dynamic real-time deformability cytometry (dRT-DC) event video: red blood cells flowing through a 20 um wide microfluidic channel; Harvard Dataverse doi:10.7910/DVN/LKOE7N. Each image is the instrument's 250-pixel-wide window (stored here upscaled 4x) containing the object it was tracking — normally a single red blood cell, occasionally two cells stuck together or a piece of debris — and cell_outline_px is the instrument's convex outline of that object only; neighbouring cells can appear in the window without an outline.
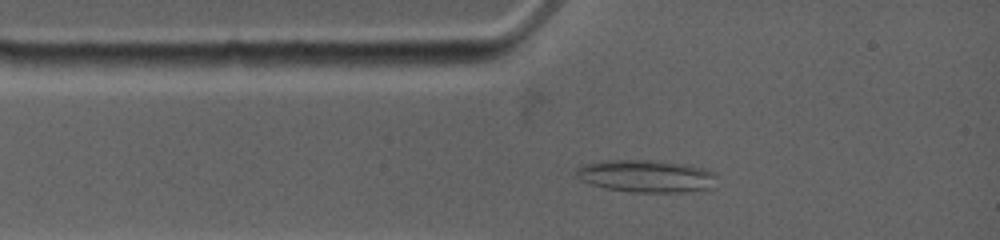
{"species": "common noctule bat (a hibernating species)", "species_latin": "Nyctalus noctula", "temperature_condition": "warm", "stored_images_in_passage": 26, "camera_frame_rate_fps": 4500, "um_per_image_px": 0.085, "animal": {"sex": "female", "body_mass_g": 19.0, "forearm_length_mm": 53.3}, "frame": {"image": 1, "passage_image": 4, "time_ms": 1.333, "image_size_px": [1000, 240], "cell_outline_px": [[716, 188], [684, 192], [628, 192], [608, 188], [592, 184], [580, 180], [576, 176], [576, 168], [584, 164], [604, 160], [648, 160], [692, 164], [716, 172]], "centroid_in_image_um": [55.0, 14.96], "position_along_channel_um": 30.0, "area_um2": 26.99}}
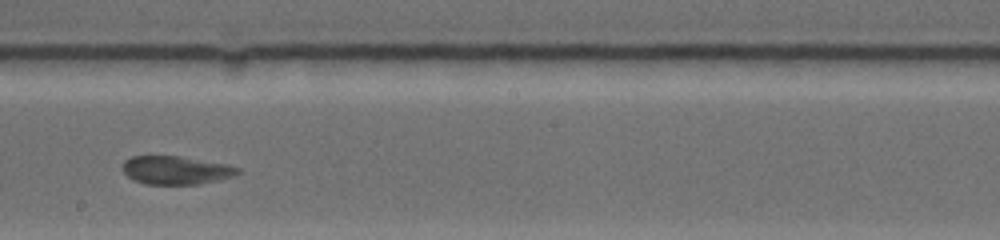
{"frame": {"image": 2, "passage_image": 15, "time_ms": 6.889, "image_size_px": [1000, 240], "cell_outline_px": [[240, 172], [232, 176], [200, 184], [144, 184], [132, 180], [120, 168], [120, 164], [128, 156], [176, 156], [224, 164], [240, 168]], "centroid_in_image_um": [14.84, 14.47], "position_along_channel_um": 233.4, "area_um2": 18.96}}
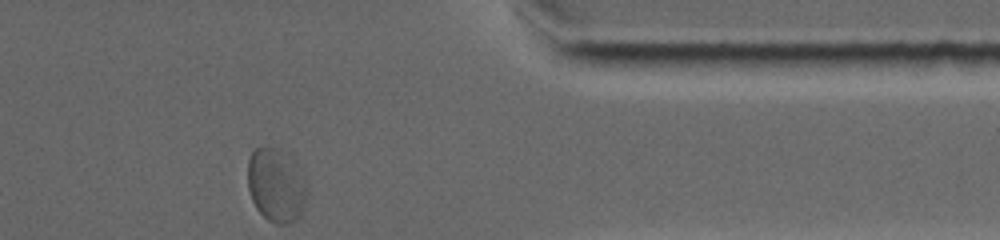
{"frame": {"image": 3, "passage_image": 26, "time_ms": 11.556, "image_size_px": [1000, 240], "cell_outline_px": [[308, 192], [300, 216], [296, 220], [288, 224], [276, 224], [268, 220], [256, 208], [252, 200], [248, 188], [248, 160], [252, 152], [256, 148], [280, 148], [288, 152], [296, 160], [308, 184]], "centroid_in_image_um": [23.52, 15.72], "position_along_channel_um": 387.9, "area_um2": 26.13}, "authors_computed_cell_mechanics": {"area_um2": 20.0566, "velocity_mm_per_s": 3.7347, "shape_relaxation_time_tau1_ms": null, "shape_relaxation_time_tau2_ms": 1.9869, "deformation_change_tau1": null, "deformation_change_tau2": 0.0703}}